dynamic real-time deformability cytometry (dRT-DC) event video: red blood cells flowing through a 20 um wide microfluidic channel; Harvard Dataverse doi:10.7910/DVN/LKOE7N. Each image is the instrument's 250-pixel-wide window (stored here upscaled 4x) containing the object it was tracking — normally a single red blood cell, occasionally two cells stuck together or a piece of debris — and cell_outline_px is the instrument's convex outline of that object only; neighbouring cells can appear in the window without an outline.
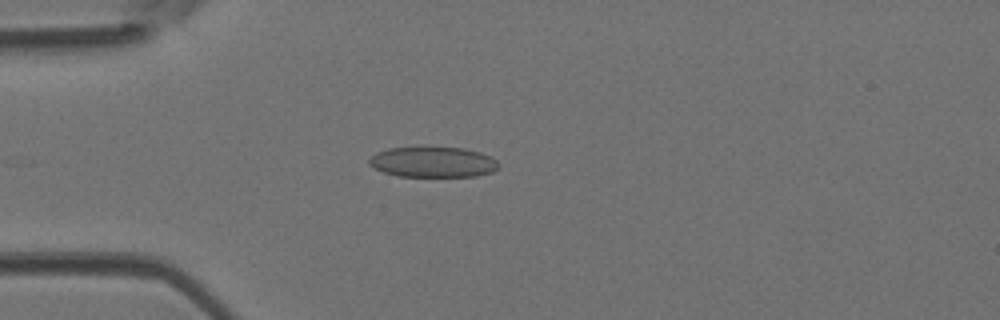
{"species": "Egyptian fruit bat (a non-hibernating species)", "species_latin": "Rousettus aegyptiacus", "temperature_condition": "room temperature", "stored_images_in_passage": 37, "camera_frame_rate_fps": 3000, "um_per_image_px": 0.085, "animal": {"sex": "female"}, "frame": {"image": 1, "passage_image": 9, "time_ms": 2.667, "image_size_px": [1000, 320], "cell_outline_px": [[500, 164], [492, 172], [476, 176], [400, 176], [384, 172], [368, 164], [368, 160], [376, 152], [388, 148], [464, 148], [480, 152], [492, 156]], "centroid_in_image_um": [36.82, 13.78], "position_along_channel_um": 48.2, "area_um2": 22.77}}
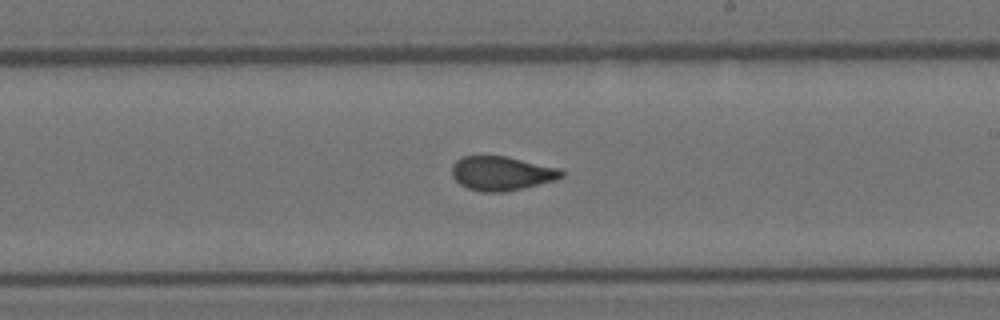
{"frame": {"image": 2, "passage_image": 24, "time_ms": 7.667, "image_size_px": [1000, 320], "cell_outline_px": [[564, 176], [556, 180], [504, 192], [480, 192], [468, 188], [460, 184], [452, 176], [452, 164], [456, 160], [464, 156], [508, 156], [560, 168], [564, 172]], "centroid_in_image_um": [42.64, 14.73], "position_along_channel_um": 246.4, "area_um2": 21.91}}
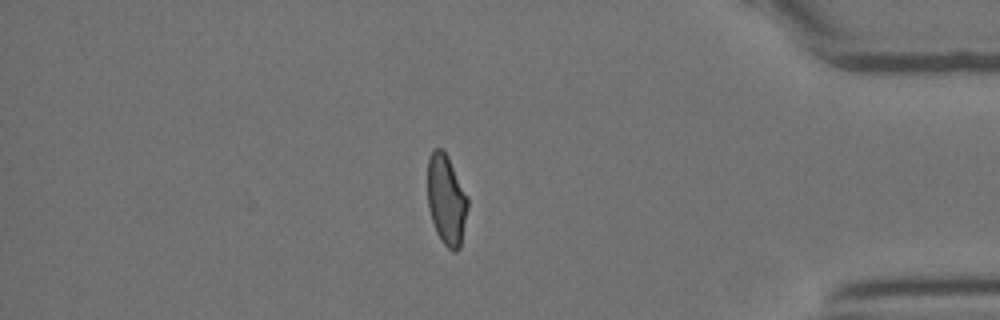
{"frame": {"image": 3, "passage_image": 37, "time_ms": 12.0, "image_size_px": [1000, 320], "cell_outline_px": [[468, 208], [460, 248], [456, 252], [452, 252], [440, 240], [436, 232], [428, 208], [428, 156], [432, 148], [440, 148], [448, 156], [468, 196]], "centroid_in_image_um": [37.94, 16.98], "position_along_channel_um": 397.3, "area_um2": 21.39}, "authors_computed_cell_mechanics": {"area_um2": 22.253, "velocity_mm_per_s": 4.2429, "shape_relaxation_time_tau1_ms": null, "shape_relaxation_time_tau2_ms": 1.016, "deformation_change_tau1": null, "deformation_change_tau2": 0.0541}}